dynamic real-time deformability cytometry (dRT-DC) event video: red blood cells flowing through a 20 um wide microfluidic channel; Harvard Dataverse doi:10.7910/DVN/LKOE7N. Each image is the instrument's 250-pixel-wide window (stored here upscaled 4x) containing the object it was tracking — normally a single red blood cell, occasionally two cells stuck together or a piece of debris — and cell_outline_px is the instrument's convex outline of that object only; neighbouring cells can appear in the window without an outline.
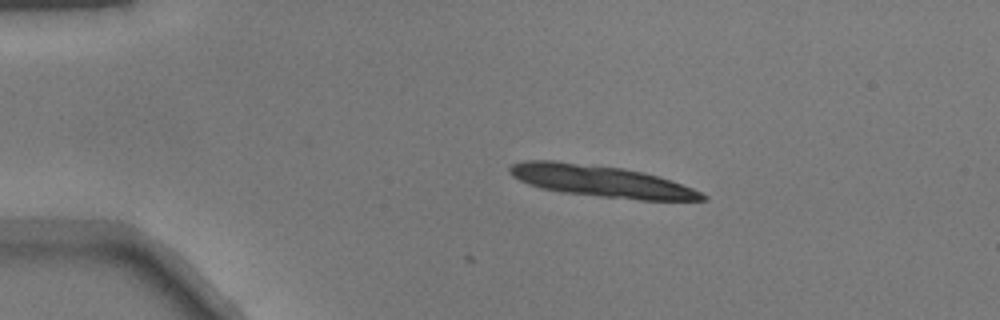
{"species": "common noctule bat (a hibernating species)", "species_latin": "Nyctalus noctula", "temperature_condition": "warm", "stored_images_in_passage": 5, "camera_frame_rate_fps": 3000, "um_per_image_px": 0.085, "animal": {"sex": "male", "body_mass_g": 17.9}, "frame": {"image": 1, "passage_image": 1, "time_ms": 0.0, "image_size_px": [1000, 320], "cell_outline_px": [[708, 196], [704, 200], [640, 200], [600, 196], [564, 192], [540, 188], [528, 184], [512, 176], [508, 172], [508, 168], [512, 164], [524, 160], [556, 160], [624, 168], [644, 172], [692, 188]], "centroid_in_image_um": [51.03, 15.38], "position_along_channel_um": 34.0, "area_um2": 35.2}}